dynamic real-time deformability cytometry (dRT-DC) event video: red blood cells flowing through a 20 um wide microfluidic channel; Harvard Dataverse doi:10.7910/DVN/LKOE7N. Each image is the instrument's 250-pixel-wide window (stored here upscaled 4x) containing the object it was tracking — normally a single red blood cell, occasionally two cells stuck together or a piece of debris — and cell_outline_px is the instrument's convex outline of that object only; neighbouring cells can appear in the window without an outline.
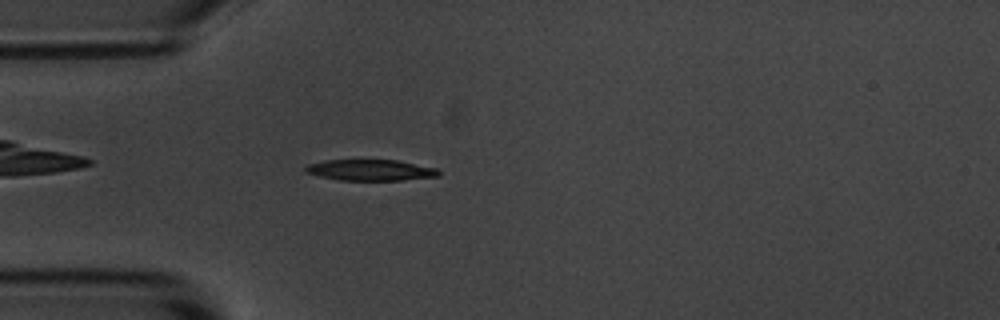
{"species": "common noctule bat (a hibernating species)", "species_latin": "Nyctalus noctula", "temperature_condition": "room temperature", "stored_images_in_passage": 44, "camera_frame_rate_fps": 3000, "um_per_image_px": 0.085, "animal": {"sex": "male", "body_mass_g": 20.1, "forearm_length_mm": 53.5}, "frame": {"image": 1, "passage_image": 4, "time_ms": 1.0, "image_size_px": [1000, 320], "cell_outline_px": [[440, 176], [404, 180], [340, 180], [320, 176], [304, 172], [304, 168], [308, 164], [324, 160], [396, 160], [436, 168], [440, 172]], "centroid_in_image_um": [31.48, 14.46], "position_along_channel_um": 53.5, "area_um2": 16.3}}
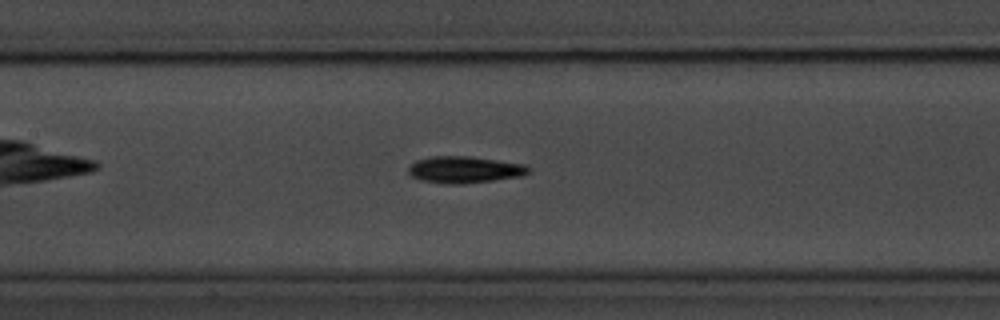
{"frame": {"image": 2, "passage_image": 14, "time_ms": 4.333, "image_size_px": [1000, 320], "cell_outline_px": [[532, 168], [528, 172], [520, 176], [492, 180], [460, 184], [448, 184], [420, 180], [412, 176], [408, 172], [408, 164], [416, 160], [428, 156], [472, 156], [524, 164]], "centroid_in_image_um": [39.44, 14.4], "position_along_channel_um": 168.0, "area_um2": 18.79}}
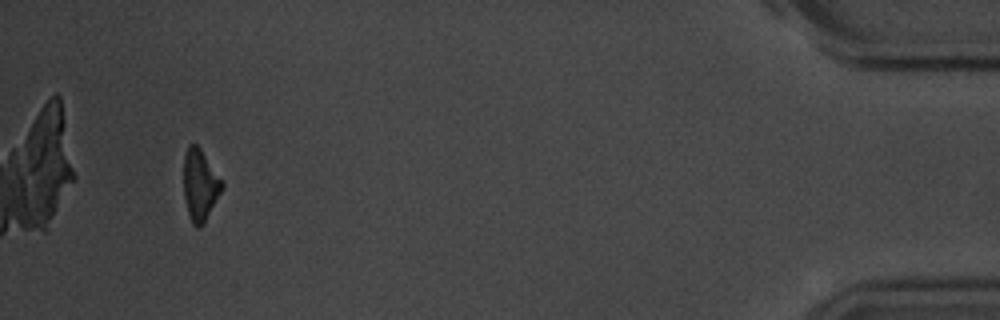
{"frame": {"image": 3, "passage_image": 41, "time_ms": 13.333, "image_size_px": [1000, 320], "cell_outline_px": [[224, 184], [204, 224], [200, 228], [196, 228], [192, 224], [188, 212], [184, 196], [184, 152], [188, 144], [196, 144], [200, 148]], "centroid_in_image_um": [16.98, 15.73], "position_along_channel_um": 418.2, "area_um2": 15.72}, "authors_computed_cell_mechanics": {"area_um2": 17.1666, "velocity_mm_per_s": 3.5997, "shape_relaxation_time_tau1_ms": 2.3317, "shape_relaxation_time_tau2_ms": null, "deformation_change_tau1": 0.1447, "deformation_change_tau2": null}}